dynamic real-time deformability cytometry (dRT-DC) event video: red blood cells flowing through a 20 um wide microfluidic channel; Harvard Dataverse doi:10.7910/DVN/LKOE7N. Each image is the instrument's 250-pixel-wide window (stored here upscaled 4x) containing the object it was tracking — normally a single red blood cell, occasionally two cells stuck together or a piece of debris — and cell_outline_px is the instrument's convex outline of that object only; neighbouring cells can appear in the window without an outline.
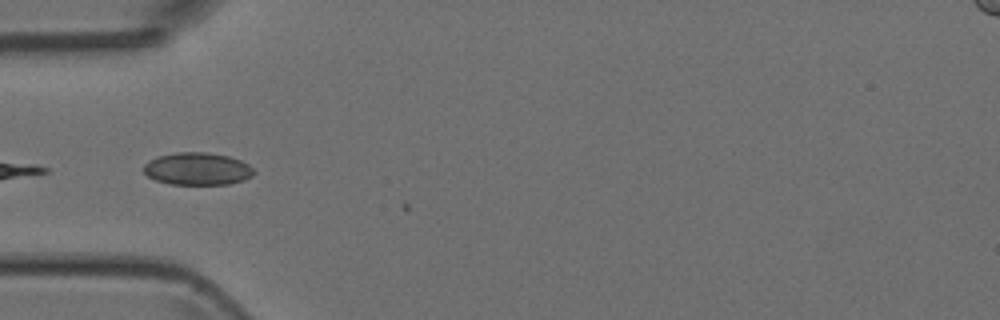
{"species": "Egyptian fruit bat (a non-hibernating species)", "species_latin": "Rousettus aegyptiacus", "temperature_condition": "room temperature", "stored_images_in_passage": 2, "camera_frame_rate_fps": 3000, "um_per_image_px": 0.085, "animal": {"sex": "female"}, "frame": {"image": 1, "passage_image": 1, "time_ms": 0.0, "image_size_px": [1000, 320], "cell_outline_px": [[256, 172], [252, 176], [244, 180], [228, 184], [172, 184], [156, 180], [148, 176], [144, 172], [144, 164], [148, 160], [156, 156], [176, 152], [204, 152], [228, 156], [240, 160], [248, 164]], "centroid_in_image_um": [16.77, 14.34], "position_along_channel_um": 68.2, "area_um2": 20.87}}
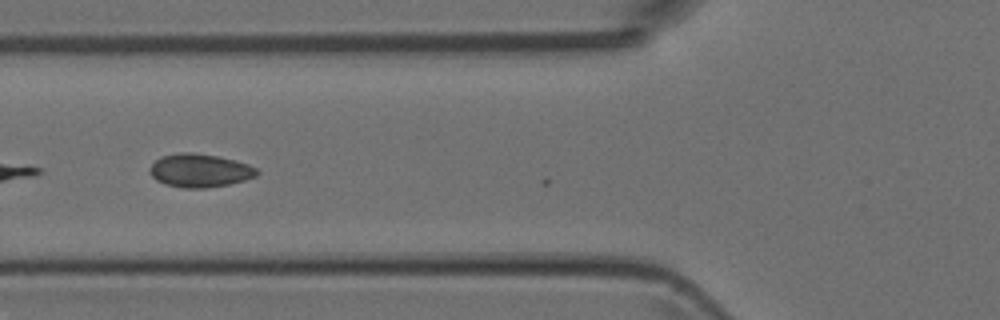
{"frame": {"image": 2, "passage_image": 2, "time_ms": 1.0, "image_size_px": [1000, 320], "cell_outline_px": [[260, 172], [256, 176], [244, 180], [228, 184], [204, 188], [184, 188], [164, 184], [156, 180], [148, 172], [152, 164], [160, 156], [180, 152], [192, 152], [216, 156], [248, 164], [256, 168]], "centroid_in_image_um": [16.95, 14.49], "position_along_channel_um": 108.9, "area_um2": 20.75}}